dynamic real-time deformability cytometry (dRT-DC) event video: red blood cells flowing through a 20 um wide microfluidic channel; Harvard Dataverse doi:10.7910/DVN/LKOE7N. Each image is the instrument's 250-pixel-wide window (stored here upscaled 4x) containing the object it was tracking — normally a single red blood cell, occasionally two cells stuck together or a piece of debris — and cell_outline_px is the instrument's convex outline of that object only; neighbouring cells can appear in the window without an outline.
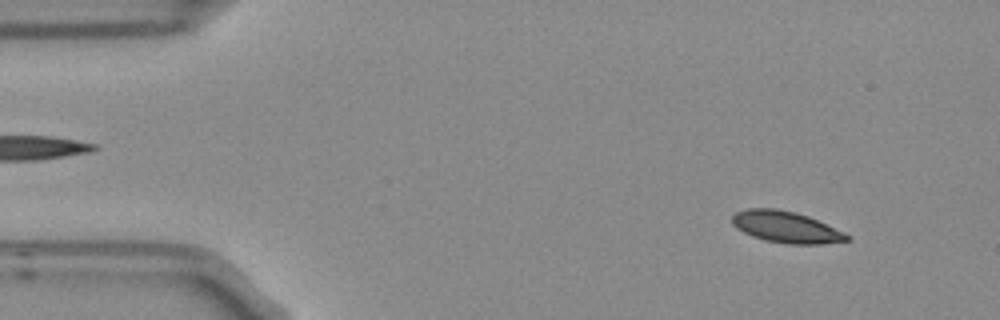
{"species": "Egyptian fruit bat (a non-hibernating species)", "species_latin": "Rousettus aegyptiacus", "temperature_condition": "room temperature", "stored_images_in_passage": 7, "camera_frame_rate_fps": 3000, "um_per_image_px": 0.085, "frame": {"image": 1, "passage_image": 1, "time_ms": 0.0, "image_size_px": [1000, 320], "cell_outline_px": [[848, 240], [820, 244], [788, 244], [764, 240], [752, 236], [736, 228], [732, 224], [732, 216], [736, 212], [748, 208], [776, 208], [796, 212], [808, 216], [844, 232], [848, 236]], "centroid_in_image_um": [66.77, 19.29], "position_along_channel_um": 18.2, "area_um2": 20.92}}
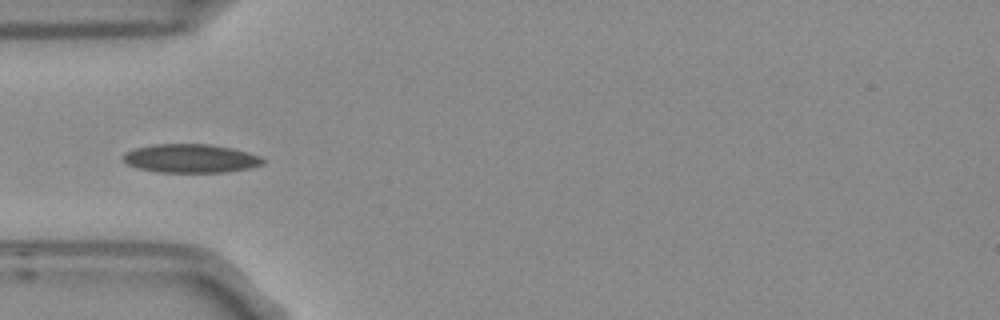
{"frame": {"image": 2, "passage_image": 4, "time_ms": 1.0, "image_size_px": [1000, 320], "cell_outline_px": [[264, 164], [248, 168], [228, 172], [160, 172], [136, 168], [128, 164], [120, 156], [124, 152], [136, 148], [156, 144], [208, 144], [232, 148], [248, 152], [260, 156], [264, 160]], "centroid_in_image_um": [16.19, 13.47], "position_along_channel_um": 68.8, "area_um2": 23.35}}